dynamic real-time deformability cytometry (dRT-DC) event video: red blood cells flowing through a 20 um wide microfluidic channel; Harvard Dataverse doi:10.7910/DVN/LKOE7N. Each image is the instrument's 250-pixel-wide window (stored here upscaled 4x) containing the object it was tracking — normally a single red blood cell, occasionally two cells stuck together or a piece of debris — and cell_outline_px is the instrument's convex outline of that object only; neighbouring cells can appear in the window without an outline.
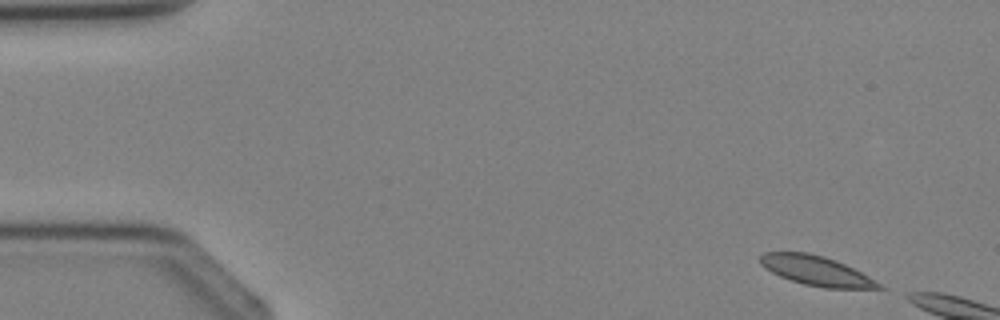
{"species": "Egyptian fruit bat (a non-hibernating species)", "species_latin": "Rousettus aegyptiacus", "temperature_condition": "cold", "stored_images_in_passage": 3, "camera_frame_rate_fps": 3000, "um_per_image_px": 0.085, "animal": {"sex": "female"}, "frame": {"image": 1, "passage_image": 1, "time_ms": 0.0, "image_size_px": [1000, 320], "cell_outline_px": [[888, 288], [824, 288], [804, 284], [780, 276], [764, 268], [760, 264], [760, 256], [764, 252], [808, 252], [824, 256], [836, 260], [868, 276]], "centroid_in_image_um": [69.36, 23.0], "position_along_channel_um": 15.6, "area_um2": 20.29}}